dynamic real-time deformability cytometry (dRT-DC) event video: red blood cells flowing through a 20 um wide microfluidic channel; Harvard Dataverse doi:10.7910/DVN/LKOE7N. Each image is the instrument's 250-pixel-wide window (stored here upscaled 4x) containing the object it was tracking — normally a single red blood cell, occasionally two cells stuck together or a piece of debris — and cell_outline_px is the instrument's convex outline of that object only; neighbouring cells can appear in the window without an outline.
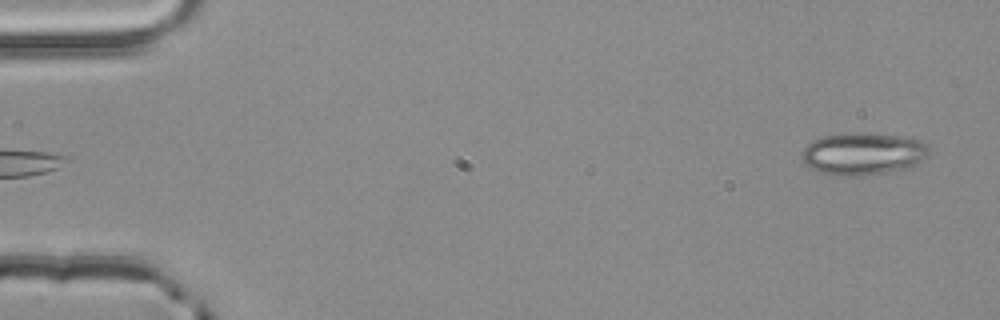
{"species": "common noctule bat (a hibernating species)", "species_latin": "Nyctalus noctula", "temperature_condition": "room temperature", "stored_images_in_passage": 4, "segment_of_instrument_passage": [2, 2], "camera_frame_rate_fps": 3000, "um_per_image_px": 0.085, "animal": {"sex": "male", "body_mass_g": 20.4}, "frame": {"image": 1, "passage_image": 4, "time_ms": 1.0, "image_size_px": [1000, 320], "cell_outline_px": [[928, 152], [916, 164], [908, 168], [860, 176], [832, 176], [820, 172], [812, 168], [804, 160], [804, 148], [812, 140], [824, 136], [848, 132], [864, 132], [900, 136], [920, 140], [928, 144]], "centroid_in_image_um": [73.36, 13.06], "position_along_channel_um": 11.6, "area_um2": 31.15}}